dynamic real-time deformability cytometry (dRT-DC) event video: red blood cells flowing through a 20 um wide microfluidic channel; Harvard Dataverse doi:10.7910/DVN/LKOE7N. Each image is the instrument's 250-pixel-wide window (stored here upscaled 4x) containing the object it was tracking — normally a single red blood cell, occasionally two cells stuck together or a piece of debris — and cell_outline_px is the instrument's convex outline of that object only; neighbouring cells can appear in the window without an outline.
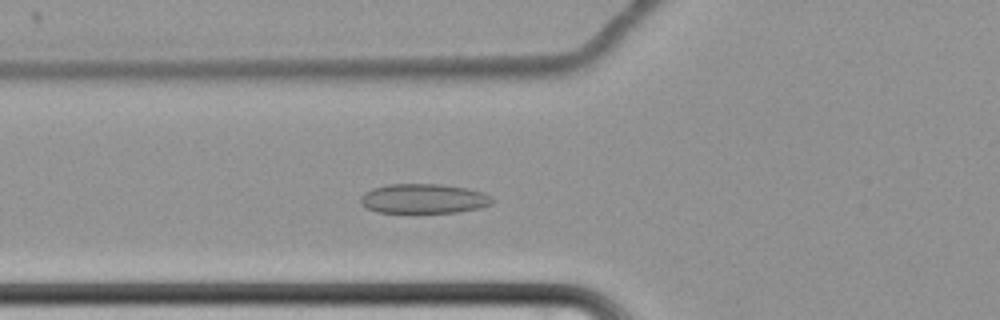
{"species": "common noctule bat (a hibernating species)", "species_latin": "Nyctalus noctula", "temperature_condition": "cold", "stored_images_in_passage": 60, "camera_frame_rate_fps": 3000, "um_per_image_px": 0.085, "animal": {"sex": "female", "body_mass_g": 22.7, "forearm_length_mm": 54.2}, "frame": {"image": 1, "passage_image": 22, "time_ms": 7.0, "image_size_px": [1000, 320], "cell_outline_px": [[496, 200], [492, 204], [480, 208], [456, 212], [376, 212], [360, 204], [360, 196], [364, 192], [372, 188], [388, 184], [440, 184], [468, 188], [484, 192], [492, 196]], "centroid_in_image_um": [36.04, 16.87], "position_along_channel_um": 89.8, "area_um2": 22.95}}
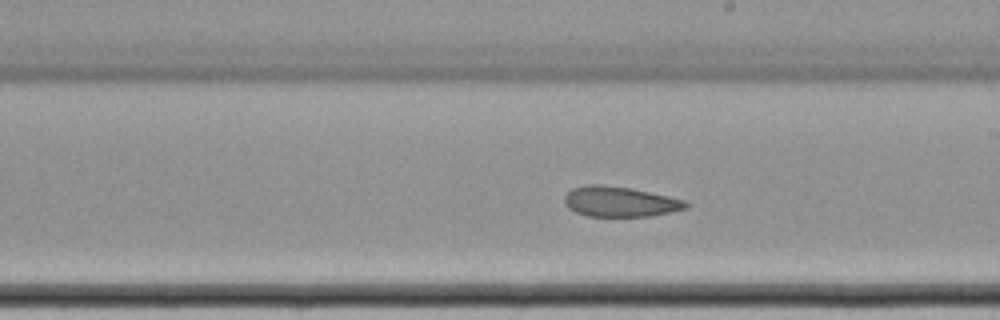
{"frame": {"image": 2, "passage_image": 35, "time_ms": 11.333, "image_size_px": [1000, 320], "cell_outline_px": [[688, 208], [648, 216], [588, 216], [576, 212], [568, 208], [564, 204], [564, 196], [572, 188], [584, 184], [600, 184], [632, 188], [684, 200], [688, 204]], "centroid_in_image_um": [52.63, 17.13], "position_along_channel_um": 236.4, "area_um2": 21.33}}
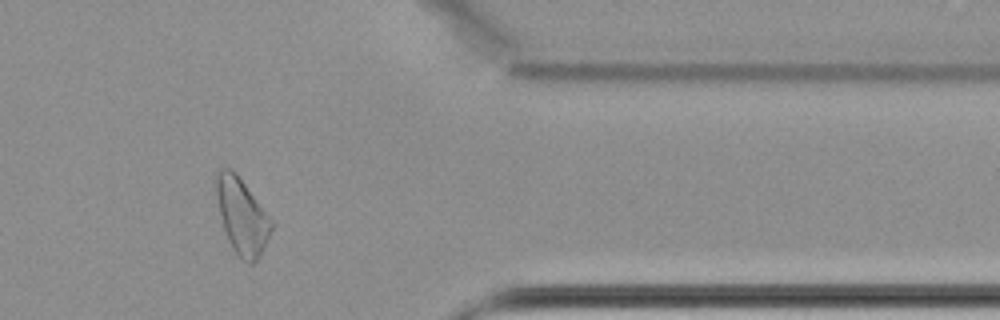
{"frame": {"image": 3, "passage_image": 50, "time_ms": 16.333, "image_size_px": [1000, 320], "cell_outline_px": [[276, 224], [260, 256], [252, 264], [248, 264], [236, 256], [228, 240], [224, 228], [216, 196], [216, 172], [220, 168], [232, 168], [236, 172]], "centroid_in_image_um": [20.6, 18.39], "position_along_channel_um": 390.8, "area_um2": 24.68}}